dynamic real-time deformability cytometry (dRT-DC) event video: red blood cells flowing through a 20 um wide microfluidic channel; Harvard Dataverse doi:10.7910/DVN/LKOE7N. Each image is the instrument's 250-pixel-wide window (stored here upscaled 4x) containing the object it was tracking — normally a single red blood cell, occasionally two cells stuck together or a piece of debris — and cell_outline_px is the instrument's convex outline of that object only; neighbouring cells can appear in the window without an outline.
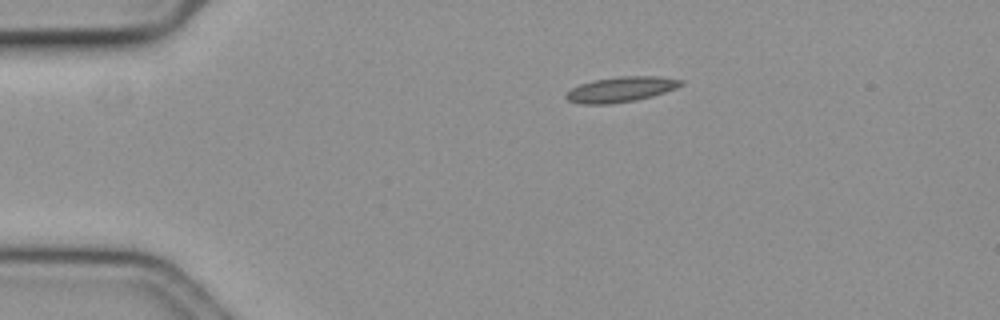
{"species": "common noctule bat (a hibernating species)", "species_latin": "Nyctalus noctula", "temperature_condition": "cold", "stored_images_in_passage": 47, "camera_frame_rate_fps": 3000, "um_per_image_px": 0.085, "animal": {"sex": "female", "body_mass_g": 19.3, "forearm_length_mm": 54.1}, "frame": {"image": 1, "passage_image": 1, "time_ms": 0.0, "image_size_px": [1000, 320], "cell_outline_px": [[684, 84], [676, 88], [652, 96], [636, 100], [608, 104], [580, 104], [568, 100], [564, 96], [572, 88], [580, 84], [592, 80], [616, 76], [656, 76], [684, 80]], "centroid_in_image_um": [52.77, 7.59], "position_along_channel_um": 32.2, "area_um2": 16.94}}
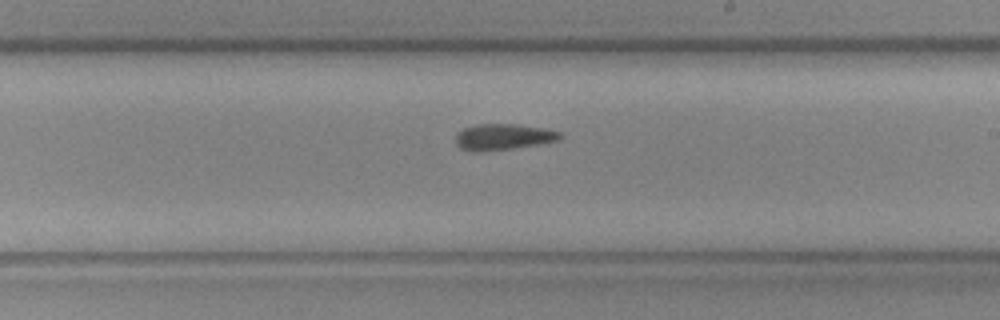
{"frame": {"image": 2, "passage_image": 23, "time_ms": 7.333, "image_size_px": [1000, 320], "cell_outline_px": [[564, 136], [560, 140], [540, 144], [512, 148], [476, 152], [460, 148], [456, 144], [456, 136], [464, 128], [480, 124], [512, 124], [544, 128], [560, 132]], "centroid_in_image_um": [42.81, 11.64], "position_along_channel_um": 246.2, "area_um2": 15.72}}
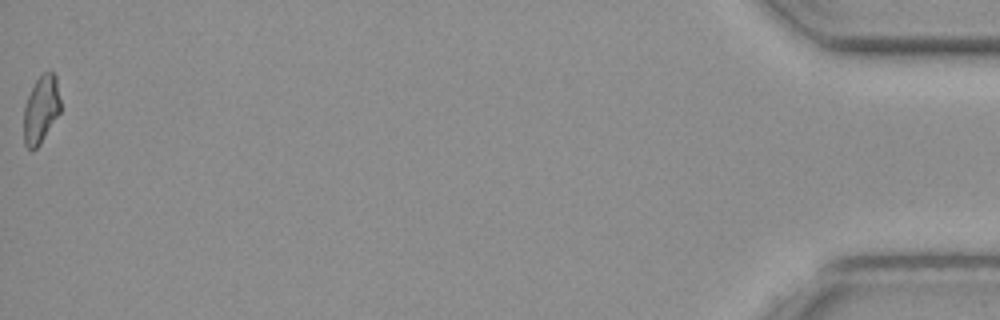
{"frame": {"image": 3, "passage_image": 47, "time_ms": 15.333, "image_size_px": [1000, 320], "cell_outline_px": [[60, 112], [40, 144], [36, 148], [28, 148], [24, 144], [24, 104], [36, 80], [44, 72], [52, 72], [56, 76], [60, 100]], "centroid_in_image_um": [3.48, 9.3], "position_along_channel_um": 431.7, "area_um2": 14.28}}